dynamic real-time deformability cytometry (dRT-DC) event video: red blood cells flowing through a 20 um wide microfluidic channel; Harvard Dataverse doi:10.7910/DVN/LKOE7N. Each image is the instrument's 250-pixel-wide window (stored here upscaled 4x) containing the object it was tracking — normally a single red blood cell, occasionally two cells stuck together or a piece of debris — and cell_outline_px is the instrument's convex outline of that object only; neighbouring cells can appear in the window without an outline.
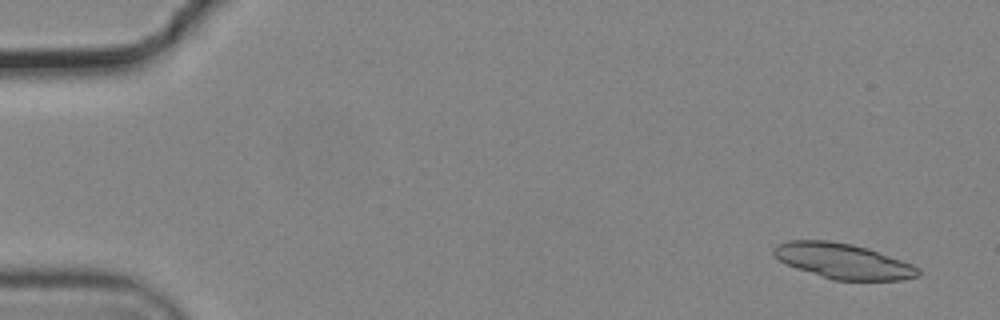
{"species": "common noctule bat (a hibernating species)", "species_latin": "Nyctalus noctula", "temperature_condition": "cold", "stored_images_in_passage": 55, "segment_of_instrument_passage": [1, 2], "camera_frame_rate_fps": 3000, "um_per_image_px": 0.085, "animal": {"sex": "male", "body_mass_g": 19.2, "forearm_length_mm": 51.8}, "frame": {"image": 1, "passage_image": 3, "time_ms": 0.667, "image_size_px": [1000, 320], "cell_outline_px": [[920, 276], [900, 280], [832, 280], [796, 268], [780, 260], [772, 252], [772, 248], [776, 244], [788, 240], [828, 240], [852, 244], [868, 248], [912, 264], [920, 268]], "centroid_in_image_um": [71.66, 22.18], "position_along_channel_um": 13.3, "area_um2": 29.71}}